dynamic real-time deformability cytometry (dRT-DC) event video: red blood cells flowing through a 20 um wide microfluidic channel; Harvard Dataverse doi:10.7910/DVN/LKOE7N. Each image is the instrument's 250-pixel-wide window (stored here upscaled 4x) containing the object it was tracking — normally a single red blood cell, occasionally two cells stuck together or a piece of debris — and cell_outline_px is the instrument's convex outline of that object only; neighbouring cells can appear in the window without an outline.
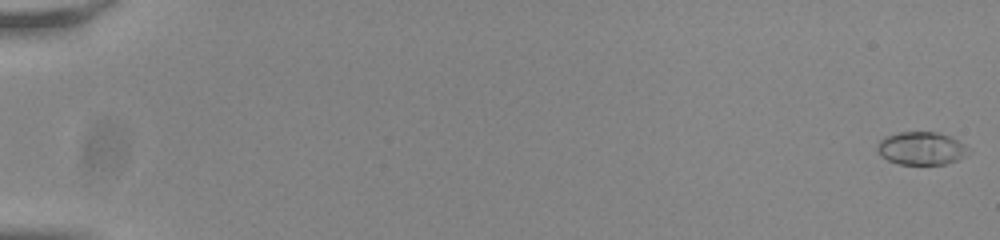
{"species": "common noctule bat (a hibernating species)", "species_latin": "Nyctalus noctula", "temperature_condition": "room temperature", "stored_images_in_passage": 56, "camera_frame_rate_fps": 3000, "um_per_image_px": 0.085, "animal": {"sex": "male", "body_mass_g": 20.0, "forearm_length_mm": 53.3}, "frame": {"image": 1, "passage_image": 1, "time_ms": 0.0, "image_size_px": [1000, 240], "cell_outline_px": [[972, 152], [956, 160], [944, 164], [900, 164], [888, 160], [880, 156], [876, 148], [880, 140], [884, 136], [900, 132], [936, 132], [948, 136], [964, 144]], "centroid_in_image_um": [78.29, 12.61], "position_along_channel_um": 6.7, "area_um2": 17.46}}
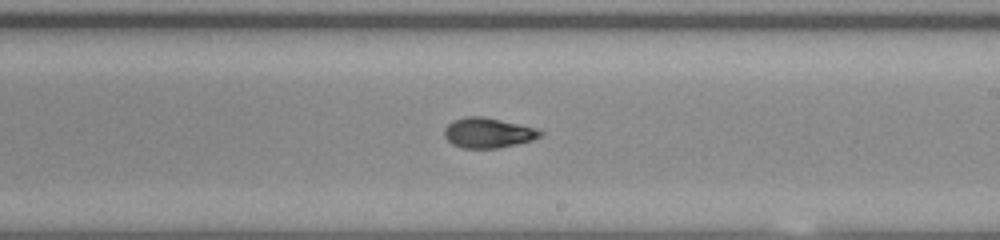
{"frame": {"image": 2, "passage_image": 35, "time_ms": 11.333, "image_size_px": [1000, 240], "cell_outline_px": [[544, 132], [540, 136], [532, 140], [516, 144], [496, 148], [464, 148], [452, 144], [444, 136], [444, 128], [452, 120], [464, 116], [484, 116], [536, 128]], "centroid_in_image_um": [41.45, 11.28], "position_along_channel_um": 247.5, "area_um2": 16.82}}
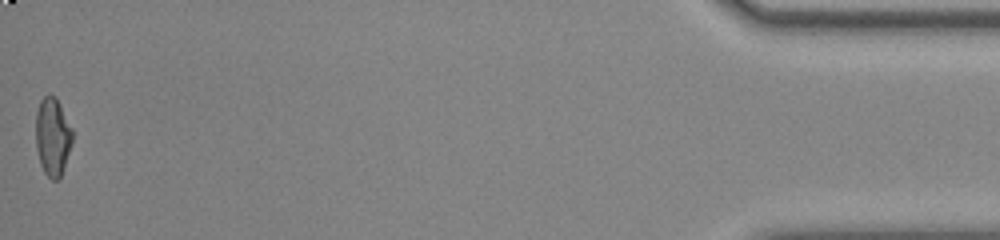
{"frame": {"image": 3, "passage_image": 56, "time_ms": 18.333, "image_size_px": [1000, 240], "cell_outline_px": [[72, 144], [60, 180], [52, 180], [44, 172], [40, 164], [36, 148], [36, 112], [40, 100], [48, 92], [56, 96], [72, 128]], "centroid_in_image_um": [4.47, 11.6], "position_along_channel_um": 430.7, "area_um2": 16.99}, "authors_computed_cell_mechanics": {"area_um2": 16.8776, "velocity_mm_per_s": 3.828, "shape_relaxation_time_tau1_ms": 3.911, "shape_relaxation_time_tau2_ms": 3.0326, "deformation_change_tau1": 0.1727, "deformation_change_tau2": 0.0574}}